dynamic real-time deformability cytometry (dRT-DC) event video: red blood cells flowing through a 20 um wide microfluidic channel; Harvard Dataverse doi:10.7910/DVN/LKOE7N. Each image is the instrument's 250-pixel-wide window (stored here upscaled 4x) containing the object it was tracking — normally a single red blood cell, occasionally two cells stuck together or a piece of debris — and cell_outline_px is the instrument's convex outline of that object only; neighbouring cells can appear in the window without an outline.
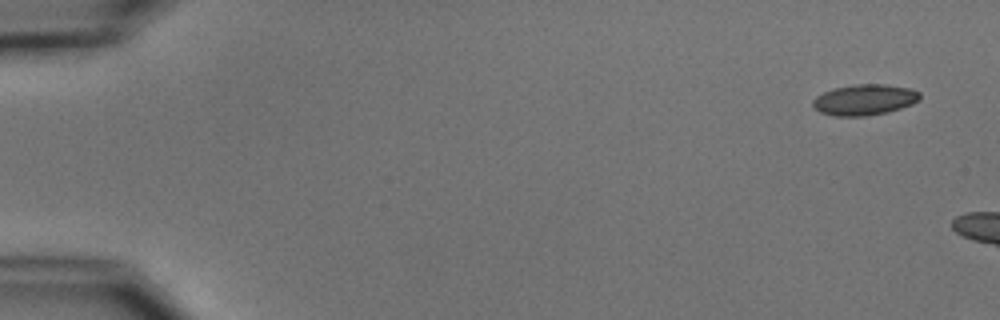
{"species": "common noctule bat (a hibernating species)", "species_latin": "Nyctalus noctula", "temperature_condition": "cold", "stored_images_in_passage": 3, "camera_frame_rate_fps": 3000, "um_per_image_px": 0.085, "animal": {"sex": "male", "body_mass_g": 15.6}, "frame": {"image": 1, "passage_image": 1, "time_ms": 0.0, "image_size_px": [1000, 320], "cell_outline_px": [[920, 100], [912, 104], [888, 112], [864, 116], [832, 116], [820, 112], [812, 108], [812, 100], [816, 96], [832, 88], [856, 84], [884, 84], [908, 88], [920, 92]], "centroid_in_image_um": [73.45, 8.48], "position_along_channel_um": 11.6, "area_um2": 19.36}}